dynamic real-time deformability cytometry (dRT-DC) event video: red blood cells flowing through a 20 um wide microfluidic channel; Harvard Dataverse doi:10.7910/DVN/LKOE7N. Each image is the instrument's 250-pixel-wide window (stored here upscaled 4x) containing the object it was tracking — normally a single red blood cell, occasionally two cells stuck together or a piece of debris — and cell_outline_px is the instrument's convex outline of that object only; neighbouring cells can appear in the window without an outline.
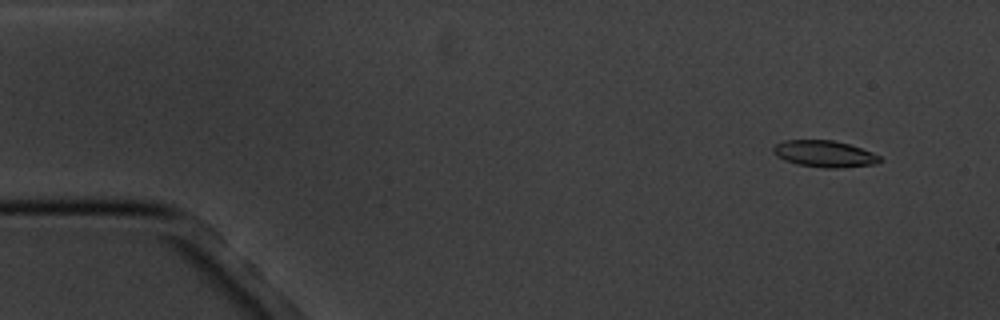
{"species": "common noctule bat (a hibernating species)", "species_latin": "Nyctalus noctula", "temperature_condition": "cold", "stored_images_in_passage": 5, "camera_frame_rate_fps": 3000, "um_per_image_px": 0.085, "animal": {"sex": "male", "body_mass_g": 20.1, "forearm_length_mm": 53.5}, "frame": {"image": 1, "passage_image": 1, "time_ms": 0.0, "image_size_px": [1000, 320], "cell_outline_px": [[884, 160], [876, 164], [840, 168], [824, 168], [796, 164], [784, 160], [776, 156], [772, 152], [772, 148], [776, 144], [784, 140], [832, 140], [848, 144], [872, 152], [880, 156]], "centroid_in_image_um": [70.07, 13.08], "position_along_channel_um": 14.9, "area_um2": 16.65}}
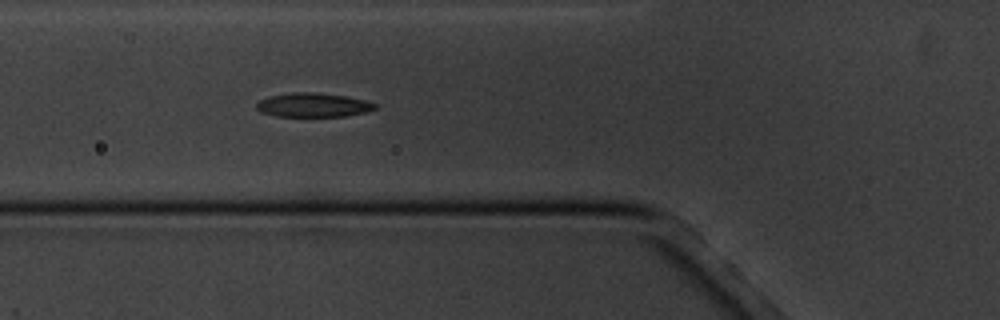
{"frame": {"image": 2, "passage_image": 5, "time_ms": 5.333, "image_size_px": [1000, 320], "cell_outline_px": [[376, 108], [368, 112], [344, 116], [276, 116], [260, 112], [256, 108], [256, 104], [260, 100], [268, 96], [292, 92], [316, 92], [344, 96], [364, 100], [376, 104]], "centroid_in_image_um": [26.59, 8.92], "position_along_channel_um": 99.2, "area_um2": 16.59}}